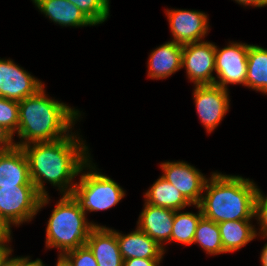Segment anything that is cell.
Instances as JSON below:
<instances>
[{"instance_id":"1","label":"cell","mask_w":267,"mask_h":266,"mask_svg":"<svg viewBox=\"0 0 267 266\" xmlns=\"http://www.w3.org/2000/svg\"><path fill=\"white\" fill-rule=\"evenodd\" d=\"M29 163L30 178L37 191L48 195L44 183L57 186L62 195H70L73 179L91 159L88 146L74 133L51 142H35L22 146Z\"/></svg>"},{"instance_id":"2","label":"cell","mask_w":267,"mask_h":266,"mask_svg":"<svg viewBox=\"0 0 267 266\" xmlns=\"http://www.w3.org/2000/svg\"><path fill=\"white\" fill-rule=\"evenodd\" d=\"M80 116L78 110L48 98L43 87L35 95L19 101V125L16 133L20 142L15 144L22 147L69 136Z\"/></svg>"},{"instance_id":"3","label":"cell","mask_w":267,"mask_h":266,"mask_svg":"<svg viewBox=\"0 0 267 266\" xmlns=\"http://www.w3.org/2000/svg\"><path fill=\"white\" fill-rule=\"evenodd\" d=\"M258 190L249 178L214 172L205 184L199 203L202 215L215 223L252 220Z\"/></svg>"},{"instance_id":"4","label":"cell","mask_w":267,"mask_h":266,"mask_svg":"<svg viewBox=\"0 0 267 266\" xmlns=\"http://www.w3.org/2000/svg\"><path fill=\"white\" fill-rule=\"evenodd\" d=\"M100 226L88 222L86 214L71 195H62L48 220L46 247L59 249L58 257L86 245L90 232Z\"/></svg>"},{"instance_id":"5","label":"cell","mask_w":267,"mask_h":266,"mask_svg":"<svg viewBox=\"0 0 267 266\" xmlns=\"http://www.w3.org/2000/svg\"><path fill=\"white\" fill-rule=\"evenodd\" d=\"M85 169H89V172L84 171L80 175L79 182H75L70 194L85 214L88 211L112 208L124 198L126 193L123 188L110 177L98 172L90 159L85 163Z\"/></svg>"},{"instance_id":"6","label":"cell","mask_w":267,"mask_h":266,"mask_svg":"<svg viewBox=\"0 0 267 266\" xmlns=\"http://www.w3.org/2000/svg\"><path fill=\"white\" fill-rule=\"evenodd\" d=\"M50 201L42 196L35 186L0 188V215L11 227L31 221L37 212Z\"/></svg>"},{"instance_id":"7","label":"cell","mask_w":267,"mask_h":266,"mask_svg":"<svg viewBox=\"0 0 267 266\" xmlns=\"http://www.w3.org/2000/svg\"><path fill=\"white\" fill-rule=\"evenodd\" d=\"M215 51V84L228 89L227 84H246L249 45L230 42L229 46Z\"/></svg>"},{"instance_id":"8","label":"cell","mask_w":267,"mask_h":266,"mask_svg":"<svg viewBox=\"0 0 267 266\" xmlns=\"http://www.w3.org/2000/svg\"><path fill=\"white\" fill-rule=\"evenodd\" d=\"M215 51L216 45L207 41L183 45L182 68L194 86L215 84Z\"/></svg>"},{"instance_id":"9","label":"cell","mask_w":267,"mask_h":266,"mask_svg":"<svg viewBox=\"0 0 267 266\" xmlns=\"http://www.w3.org/2000/svg\"><path fill=\"white\" fill-rule=\"evenodd\" d=\"M193 98L201 123L211 133L229 110L228 89L216 84L198 85L194 88Z\"/></svg>"},{"instance_id":"10","label":"cell","mask_w":267,"mask_h":266,"mask_svg":"<svg viewBox=\"0 0 267 266\" xmlns=\"http://www.w3.org/2000/svg\"><path fill=\"white\" fill-rule=\"evenodd\" d=\"M162 177L171 183L191 205H199L207 178L194 166L184 161L164 162Z\"/></svg>"},{"instance_id":"11","label":"cell","mask_w":267,"mask_h":266,"mask_svg":"<svg viewBox=\"0 0 267 266\" xmlns=\"http://www.w3.org/2000/svg\"><path fill=\"white\" fill-rule=\"evenodd\" d=\"M45 84L11 59H0V97L22 101L35 95Z\"/></svg>"},{"instance_id":"12","label":"cell","mask_w":267,"mask_h":266,"mask_svg":"<svg viewBox=\"0 0 267 266\" xmlns=\"http://www.w3.org/2000/svg\"><path fill=\"white\" fill-rule=\"evenodd\" d=\"M167 12V13H166ZM172 36V41L185 45L201 42L208 33V17L202 11L186 9H167L165 11Z\"/></svg>"},{"instance_id":"13","label":"cell","mask_w":267,"mask_h":266,"mask_svg":"<svg viewBox=\"0 0 267 266\" xmlns=\"http://www.w3.org/2000/svg\"><path fill=\"white\" fill-rule=\"evenodd\" d=\"M175 210L144 204L137 227L152 238L164 251V243L170 242ZM164 242V243H163Z\"/></svg>"},{"instance_id":"14","label":"cell","mask_w":267,"mask_h":266,"mask_svg":"<svg viewBox=\"0 0 267 266\" xmlns=\"http://www.w3.org/2000/svg\"><path fill=\"white\" fill-rule=\"evenodd\" d=\"M34 186L29 173V163L22 147L15 146L0 151V188Z\"/></svg>"},{"instance_id":"15","label":"cell","mask_w":267,"mask_h":266,"mask_svg":"<svg viewBox=\"0 0 267 266\" xmlns=\"http://www.w3.org/2000/svg\"><path fill=\"white\" fill-rule=\"evenodd\" d=\"M86 245L93 252L98 266H123L116 230L96 226L90 232Z\"/></svg>"},{"instance_id":"16","label":"cell","mask_w":267,"mask_h":266,"mask_svg":"<svg viewBox=\"0 0 267 266\" xmlns=\"http://www.w3.org/2000/svg\"><path fill=\"white\" fill-rule=\"evenodd\" d=\"M183 45L174 41L153 50L148 60V77L166 79L182 68Z\"/></svg>"},{"instance_id":"17","label":"cell","mask_w":267,"mask_h":266,"mask_svg":"<svg viewBox=\"0 0 267 266\" xmlns=\"http://www.w3.org/2000/svg\"><path fill=\"white\" fill-rule=\"evenodd\" d=\"M116 237L123 260L163 259V249L138 227L127 235L116 231Z\"/></svg>"},{"instance_id":"18","label":"cell","mask_w":267,"mask_h":266,"mask_svg":"<svg viewBox=\"0 0 267 266\" xmlns=\"http://www.w3.org/2000/svg\"><path fill=\"white\" fill-rule=\"evenodd\" d=\"M35 6L51 21L61 26H95L73 3L68 0H32Z\"/></svg>"},{"instance_id":"19","label":"cell","mask_w":267,"mask_h":266,"mask_svg":"<svg viewBox=\"0 0 267 266\" xmlns=\"http://www.w3.org/2000/svg\"><path fill=\"white\" fill-rule=\"evenodd\" d=\"M250 221L234 220L217 223L225 253L237 251L257 237V230Z\"/></svg>"},{"instance_id":"20","label":"cell","mask_w":267,"mask_h":266,"mask_svg":"<svg viewBox=\"0 0 267 266\" xmlns=\"http://www.w3.org/2000/svg\"><path fill=\"white\" fill-rule=\"evenodd\" d=\"M145 202L154 206L181 211L191 204L171 183L162 176L144 194Z\"/></svg>"},{"instance_id":"21","label":"cell","mask_w":267,"mask_h":266,"mask_svg":"<svg viewBox=\"0 0 267 266\" xmlns=\"http://www.w3.org/2000/svg\"><path fill=\"white\" fill-rule=\"evenodd\" d=\"M245 86L267 94V49L249 44Z\"/></svg>"},{"instance_id":"22","label":"cell","mask_w":267,"mask_h":266,"mask_svg":"<svg viewBox=\"0 0 267 266\" xmlns=\"http://www.w3.org/2000/svg\"><path fill=\"white\" fill-rule=\"evenodd\" d=\"M196 208L199 210L197 214L175 211L170 241L185 245L193 244L196 228L203 217L200 206L196 205Z\"/></svg>"},{"instance_id":"23","label":"cell","mask_w":267,"mask_h":266,"mask_svg":"<svg viewBox=\"0 0 267 266\" xmlns=\"http://www.w3.org/2000/svg\"><path fill=\"white\" fill-rule=\"evenodd\" d=\"M193 243H198L205 250L206 254L209 255L225 253L221 243L218 224L204 216L198 223Z\"/></svg>"},{"instance_id":"24","label":"cell","mask_w":267,"mask_h":266,"mask_svg":"<svg viewBox=\"0 0 267 266\" xmlns=\"http://www.w3.org/2000/svg\"><path fill=\"white\" fill-rule=\"evenodd\" d=\"M94 24L105 22L110 15V0H68Z\"/></svg>"},{"instance_id":"25","label":"cell","mask_w":267,"mask_h":266,"mask_svg":"<svg viewBox=\"0 0 267 266\" xmlns=\"http://www.w3.org/2000/svg\"><path fill=\"white\" fill-rule=\"evenodd\" d=\"M0 125L13 136L19 125V102L0 97Z\"/></svg>"},{"instance_id":"26","label":"cell","mask_w":267,"mask_h":266,"mask_svg":"<svg viewBox=\"0 0 267 266\" xmlns=\"http://www.w3.org/2000/svg\"><path fill=\"white\" fill-rule=\"evenodd\" d=\"M62 258L69 266H98L93 252L87 245L66 252Z\"/></svg>"},{"instance_id":"27","label":"cell","mask_w":267,"mask_h":266,"mask_svg":"<svg viewBox=\"0 0 267 266\" xmlns=\"http://www.w3.org/2000/svg\"><path fill=\"white\" fill-rule=\"evenodd\" d=\"M254 217L260 223V232L257 235L261 234L263 238H267V196L263 195L260 189L258 190L256 199H255V212Z\"/></svg>"},{"instance_id":"28","label":"cell","mask_w":267,"mask_h":266,"mask_svg":"<svg viewBox=\"0 0 267 266\" xmlns=\"http://www.w3.org/2000/svg\"><path fill=\"white\" fill-rule=\"evenodd\" d=\"M13 135L0 125V151H8L16 146Z\"/></svg>"},{"instance_id":"29","label":"cell","mask_w":267,"mask_h":266,"mask_svg":"<svg viewBox=\"0 0 267 266\" xmlns=\"http://www.w3.org/2000/svg\"><path fill=\"white\" fill-rule=\"evenodd\" d=\"M162 259L132 258L123 260V266H159Z\"/></svg>"},{"instance_id":"30","label":"cell","mask_w":267,"mask_h":266,"mask_svg":"<svg viewBox=\"0 0 267 266\" xmlns=\"http://www.w3.org/2000/svg\"><path fill=\"white\" fill-rule=\"evenodd\" d=\"M11 239V227L0 215V242H9Z\"/></svg>"},{"instance_id":"31","label":"cell","mask_w":267,"mask_h":266,"mask_svg":"<svg viewBox=\"0 0 267 266\" xmlns=\"http://www.w3.org/2000/svg\"><path fill=\"white\" fill-rule=\"evenodd\" d=\"M9 242H0V266L11 256L12 249L7 245Z\"/></svg>"},{"instance_id":"32","label":"cell","mask_w":267,"mask_h":266,"mask_svg":"<svg viewBox=\"0 0 267 266\" xmlns=\"http://www.w3.org/2000/svg\"><path fill=\"white\" fill-rule=\"evenodd\" d=\"M29 257H19V266H45L41 259L30 261Z\"/></svg>"},{"instance_id":"33","label":"cell","mask_w":267,"mask_h":266,"mask_svg":"<svg viewBox=\"0 0 267 266\" xmlns=\"http://www.w3.org/2000/svg\"><path fill=\"white\" fill-rule=\"evenodd\" d=\"M237 3L241 5H251L254 7H264L267 6V0H235Z\"/></svg>"},{"instance_id":"34","label":"cell","mask_w":267,"mask_h":266,"mask_svg":"<svg viewBox=\"0 0 267 266\" xmlns=\"http://www.w3.org/2000/svg\"><path fill=\"white\" fill-rule=\"evenodd\" d=\"M1 266H19V257H8Z\"/></svg>"},{"instance_id":"35","label":"cell","mask_w":267,"mask_h":266,"mask_svg":"<svg viewBox=\"0 0 267 266\" xmlns=\"http://www.w3.org/2000/svg\"><path fill=\"white\" fill-rule=\"evenodd\" d=\"M260 255L261 265L267 266V243L264 245Z\"/></svg>"},{"instance_id":"36","label":"cell","mask_w":267,"mask_h":266,"mask_svg":"<svg viewBox=\"0 0 267 266\" xmlns=\"http://www.w3.org/2000/svg\"><path fill=\"white\" fill-rule=\"evenodd\" d=\"M57 259L58 260H57L56 266H69L62 257H58Z\"/></svg>"}]
</instances>
